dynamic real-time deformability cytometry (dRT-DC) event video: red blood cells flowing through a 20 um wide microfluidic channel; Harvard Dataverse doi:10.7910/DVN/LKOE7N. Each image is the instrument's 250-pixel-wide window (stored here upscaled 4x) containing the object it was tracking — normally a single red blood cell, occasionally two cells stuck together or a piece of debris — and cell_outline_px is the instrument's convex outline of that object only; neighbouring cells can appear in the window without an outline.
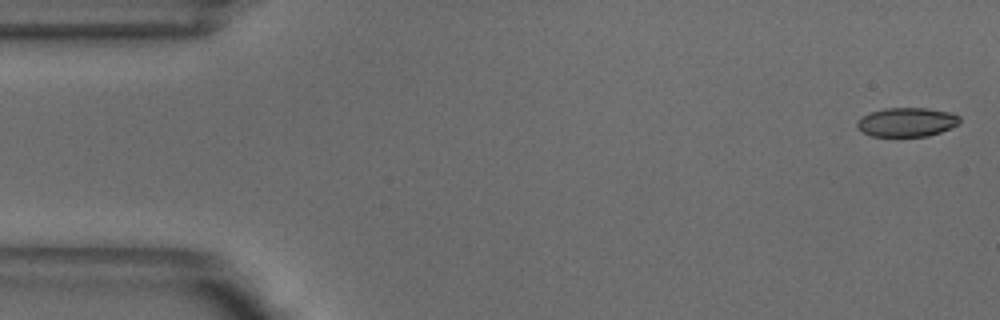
{"species": "common noctule bat (a hibernating species)", "species_latin": "Nyctalus noctula", "temperature_condition": "warm", "stored_images_in_passage": 51, "camera_frame_rate_fps": 3000, "um_per_image_px": 0.085, "animal": {"sex": "male", "body_mass_g": 18.8}, "frame": {"image": 1, "passage_image": 1, "time_ms": 0.0, "image_size_px": [1000, 320], "cell_outline_px": [[960, 124], [940, 132], [928, 136], [872, 136], [856, 128], [856, 124], [864, 116], [872, 112], [884, 108], [928, 108], [948, 112], [960, 116]], "centroid_in_image_um": [77.11, 10.38], "position_along_channel_um": 7.9, "area_um2": 17.22}}
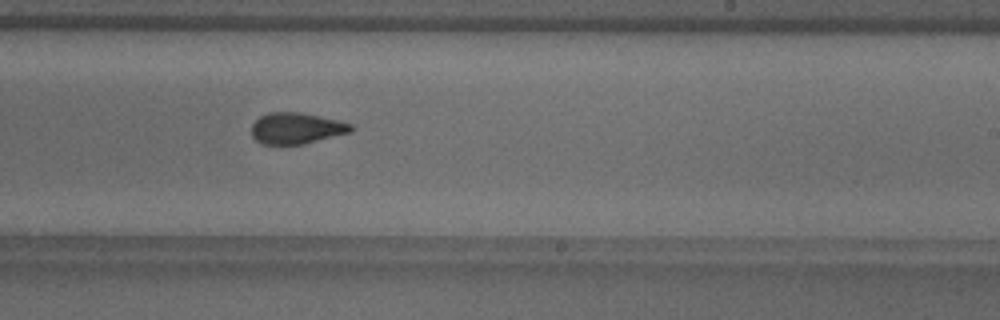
{"frame": {"image": 2, "passage_image": 30, "time_ms": 9.667, "image_size_px": [1000, 320], "cell_outline_px": [[352, 132], [304, 144], [260, 144], [252, 136], [252, 124], [260, 116], [268, 112], [300, 112], [336, 120], [352, 124]], "centroid_in_image_um": [25.17, 10.91], "position_along_channel_um": 263.8, "area_um2": 18.03}}
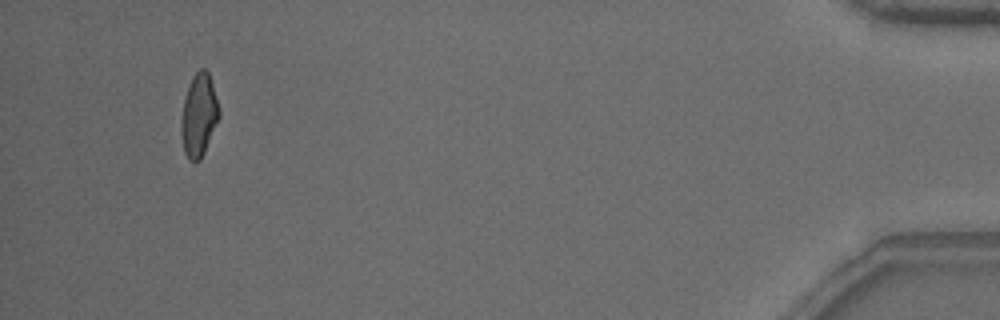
{"frame": {"image": 3, "passage_image": 48, "time_ms": 15.667, "image_size_px": [1000, 320], "cell_outline_px": [[220, 116], [204, 152], [200, 160], [188, 160], [184, 152], [180, 132], [180, 124], [184, 100], [192, 76], [200, 68], [204, 68], [208, 72], [212, 84], [220, 112]], "centroid_in_image_um": [16.89, 9.8], "position_along_channel_um": 418.3, "area_um2": 18.09}, "authors_computed_cell_mechanics": {"area_um2": 18.6694, "velocity_mm_per_s": 3.8906, "shape_relaxation_time_tau1_ms": 5.8957, "shape_relaxation_time_tau2_ms": 1.3331, "deformation_change_tau1": 0.1541, "deformation_change_tau2": 0.064}}